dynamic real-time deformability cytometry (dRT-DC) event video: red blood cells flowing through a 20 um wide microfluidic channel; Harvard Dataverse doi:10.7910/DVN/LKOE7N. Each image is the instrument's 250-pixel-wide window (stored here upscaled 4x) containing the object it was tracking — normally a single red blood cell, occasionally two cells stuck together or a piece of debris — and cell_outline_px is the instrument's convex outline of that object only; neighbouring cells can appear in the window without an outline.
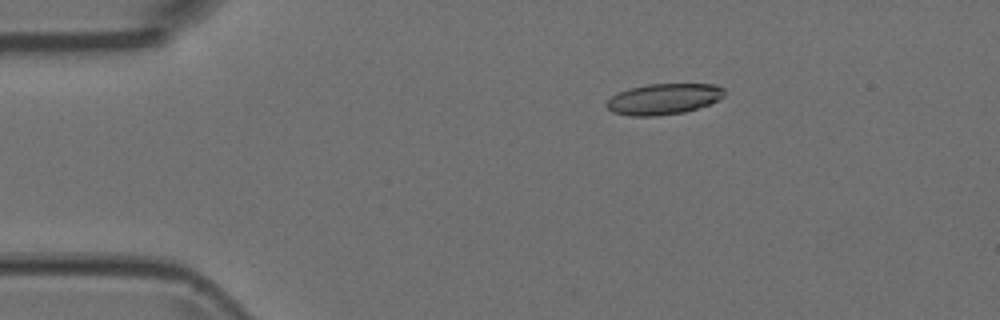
{"species": "Egyptian fruit bat (a non-hibernating species)", "species_latin": "Rousettus aegyptiacus", "temperature_condition": "room temperature", "stored_images_in_passage": 7, "camera_frame_rate_fps": 3000, "um_per_image_px": 0.085, "animal": {"sex": "female"}, "frame": {"image": 1, "passage_image": 3, "time_ms": 0.667, "image_size_px": [1000, 320], "cell_outline_px": [[724, 96], [708, 104], [684, 112], [656, 116], [632, 116], [612, 112], [604, 104], [612, 96], [628, 88], [648, 84], [712, 84], [724, 88]], "centroid_in_image_um": [56.37, 8.41], "position_along_channel_um": 28.6, "area_um2": 21.04}}
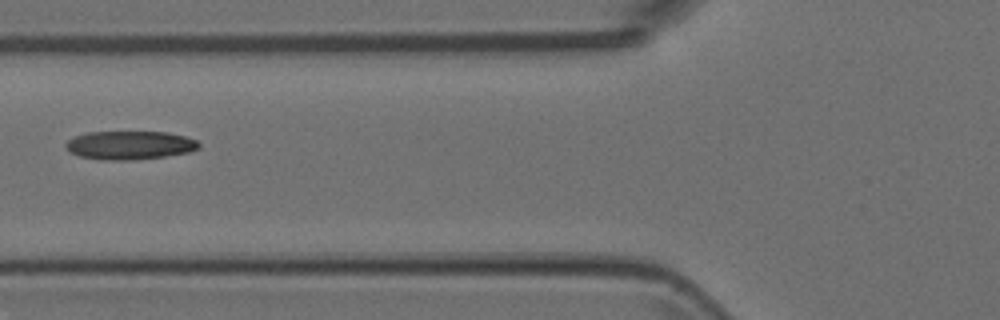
{"frame": {"image": 2, "passage_image": 6, "time_ms": 1.667, "image_size_px": [1000, 320], "cell_outline_px": [[200, 148], [188, 152], [164, 156], [136, 160], [100, 160], [80, 156], [72, 152], [64, 144], [68, 140], [76, 136], [88, 132], [168, 132], [184, 136], [196, 140], [200, 144]], "centroid_in_image_um": [11.05, 12.34], "position_along_channel_um": 114.8, "area_um2": 22.02}}
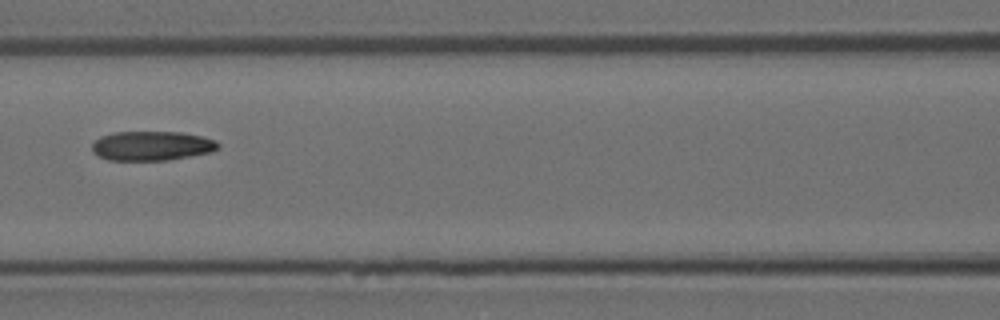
{"frame": {"image": 3, "passage_image": 7, "time_ms": 2.0, "image_size_px": [1000, 320], "cell_outline_px": [[220, 148], [212, 152], [168, 160], [108, 160], [92, 152], [92, 144], [100, 136], [112, 132], [180, 132], [200, 136], [216, 140], [220, 144]], "centroid_in_image_um": [12.91, 12.39], "position_along_channel_um": 153.7, "area_um2": 21.68}}